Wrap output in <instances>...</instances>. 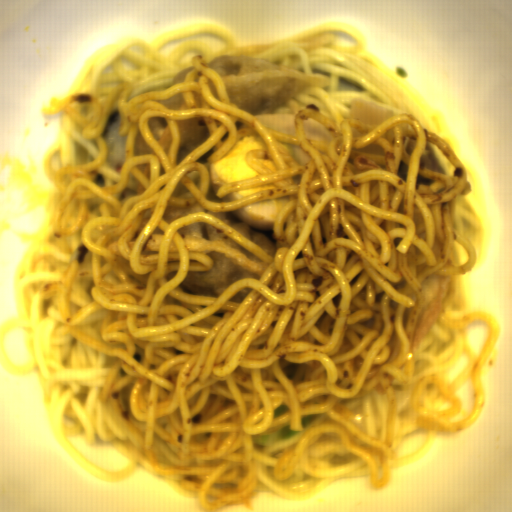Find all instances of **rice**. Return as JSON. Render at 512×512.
<instances>
[{
    "instance_id": "652b925c",
    "label": "rice",
    "mask_w": 512,
    "mask_h": 512,
    "mask_svg": "<svg viewBox=\"0 0 512 512\" xmlns=\"http://www.w3.org/2000/svg\"><path fill=\"white\" fill-rule=\"evenodd\" d=\"M123 114L121 110H112L106 119L104 134L106 137V160L110 168L121 170L127 156V137L121 132Z\"/></svg>"
}]
</instances>
